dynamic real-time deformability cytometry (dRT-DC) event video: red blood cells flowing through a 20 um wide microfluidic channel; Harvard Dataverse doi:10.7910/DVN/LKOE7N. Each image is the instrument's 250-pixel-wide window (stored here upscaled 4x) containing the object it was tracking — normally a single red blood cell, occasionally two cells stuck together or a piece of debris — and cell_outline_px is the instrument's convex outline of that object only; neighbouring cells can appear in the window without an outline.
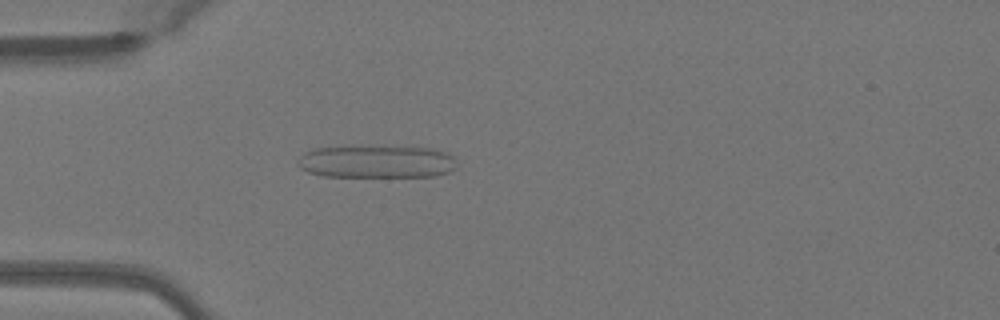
{"species": "Egyptian fruit bat (a non-hibernating species)", "species_latin": "Rousettus aegyptiacus", "temperature_condition": "warm", "stored_images_in_passage": 47, "camera_frame_rate_fps": 3000, "um_per_image_px": 0.085, "animal": {"sex": "female"}, "frame": {"image": 1, "passage_image": 12, "time_ms": 3.667, "image_size_px": [1000, 320], "cell_outline_px": [[456, 168], [448, 172], [432, 176], [324, 176], [308, 172], [300, 168], [296, 164], [296, 160], [304, 152], [312, 148], [344, 144], [352, 144], [432, 148], [448, 152], [452, 156], [456, 164]], "centroid_in_image_um": [31.92, 13.69], "position_along_channel_um": 53.1, "area_um2": 31.44}}
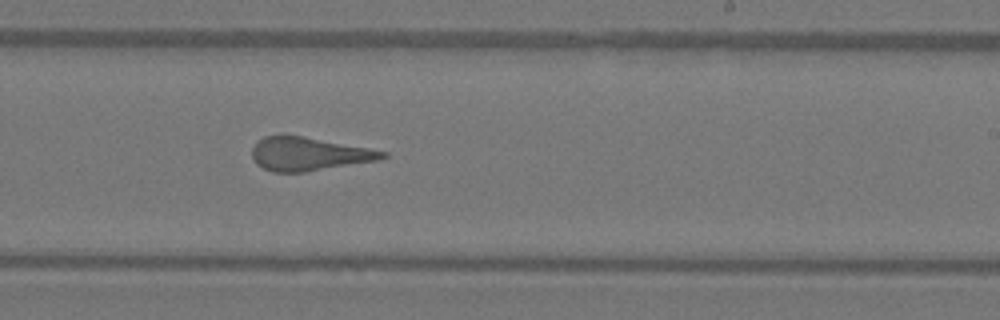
{"frame": {"image": 2, "passage_image": 28, "time_ms": 9.0, "image_size_px": [1000, 320], "cell_outline_px": [[388, 156], [376, 160], [304, 172], [272, 172], [256, 164], [252, 156], [252, 148], [256, 140], [264, 136], [304, 136], [368, 148], [388, 152]], "centroid_in_image_um": [26.2, 13.08], "position_along_channel_um": 262.8, "area_um2": 25.09}}
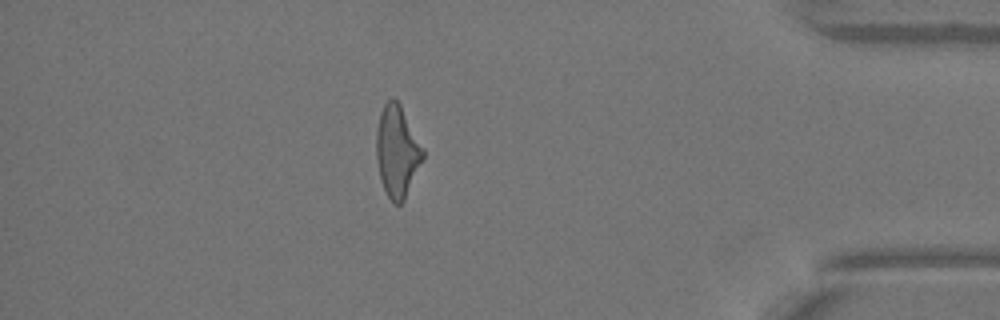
{"frame": {"image": 3, "passage_image": 41, "time_ms": 13.333, "image_size_px": [1000, 320], "cell_outline_px": [[424, 156], [404, 200], [400, 204], [396, 204], [388, 196], [380, 180], [376, 156], [376, 128], [380, 112], [384, 104], [392, 96], [400, 104], [424, 148]], "centroid_in_image_um": [33.74, 12.83], "position_along_channel_um": 401.5, "area_um2": 24.74}, "authors_computed_cell_mechanics": {"area_um2": 26.4724, "velocity_mm_per_s": 4.0817, "shape_relaxation_time_tau1_ms": null, "shape_relaxation_time_tau2_ms": 0.7059, "deformation_change_tau1": null, "deformation_change_tau2": 0.1094}}